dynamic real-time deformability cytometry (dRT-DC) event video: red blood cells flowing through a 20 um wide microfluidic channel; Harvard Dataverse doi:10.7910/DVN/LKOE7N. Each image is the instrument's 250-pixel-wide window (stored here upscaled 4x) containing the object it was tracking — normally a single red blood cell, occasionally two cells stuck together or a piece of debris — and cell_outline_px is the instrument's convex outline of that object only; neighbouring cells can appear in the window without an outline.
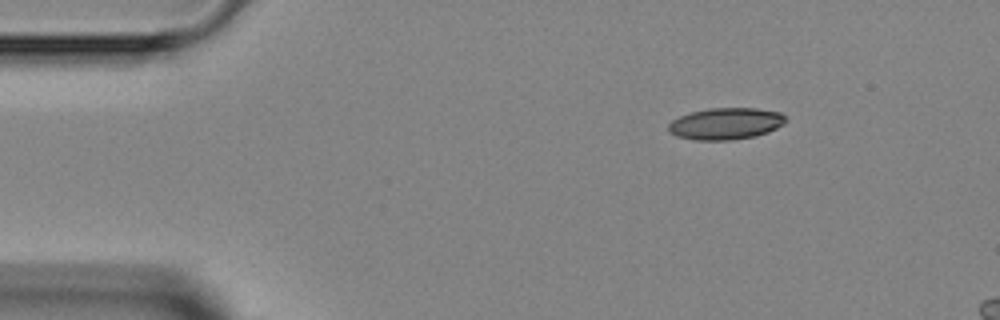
{"species": "Egyptian fruit bat (a non-hibernating species)", "species_latin": "Rousettus aegyptiacus", "temperature_condition": "room temperature", "stored_images_in_passage": 3, "camera_frame_rate_fps": 3000, "um_per_image_px": 0.085, "animal": {"sex": "female"}, "frame": {"image": 1, "passage_image": 1, "time_ms": 0.0, "image_size_px": [1000, 320], "cell_outline_px": [[788, 120], [784, 124], [768, 132], [756, 136], [728, 140], [696, 140], [676, 136], [668, 132], [668, 124], [672, 120], [680, 116], [692, 112], [708, 108], [756, 108], [780, 112]], "centroid_in_image_um": [61.69, 10.51], "position_along_channel_um": 23.3, "area_um2": 21.73}}